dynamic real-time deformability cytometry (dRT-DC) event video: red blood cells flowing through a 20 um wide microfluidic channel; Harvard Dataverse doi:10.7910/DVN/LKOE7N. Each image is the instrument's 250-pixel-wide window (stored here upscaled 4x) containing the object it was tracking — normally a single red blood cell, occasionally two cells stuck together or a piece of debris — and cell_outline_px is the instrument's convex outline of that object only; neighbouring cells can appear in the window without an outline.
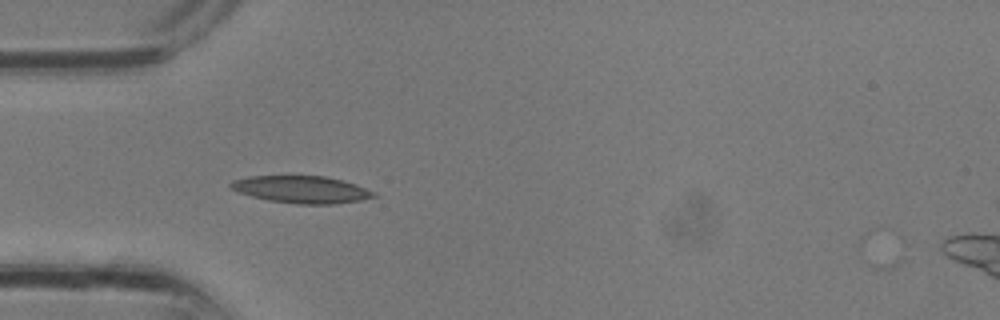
{"species": "common noctule bat (a hibernating species)", "species_latin": "Nyctalus noctula", "temperature_condition": "room temperature", "stored_images_in_passage": 3, "camera_frame_rate_fps": 3000, "um_per_image_px": 0.085, "animal": {"sex": "male", "body_mass_g": 13.3}, "frame": {"image": 1, "passage_image": 2, "time_ms": 0.333, "image_size_px": [1000, 320], "cell_outline_px": [[376, 196], [360, 200], [332, 204], [296, 204], [268, 200], [252, 196], [240, 192], [232, 188], [228, 184], [232, 180], [248, 176], [324, 176], [344, 180], [376, 192]], "centroid_in_image_um": [25.63, 16.1], "position_along_channel_um": 59.4, "area_um2": 22.54}}